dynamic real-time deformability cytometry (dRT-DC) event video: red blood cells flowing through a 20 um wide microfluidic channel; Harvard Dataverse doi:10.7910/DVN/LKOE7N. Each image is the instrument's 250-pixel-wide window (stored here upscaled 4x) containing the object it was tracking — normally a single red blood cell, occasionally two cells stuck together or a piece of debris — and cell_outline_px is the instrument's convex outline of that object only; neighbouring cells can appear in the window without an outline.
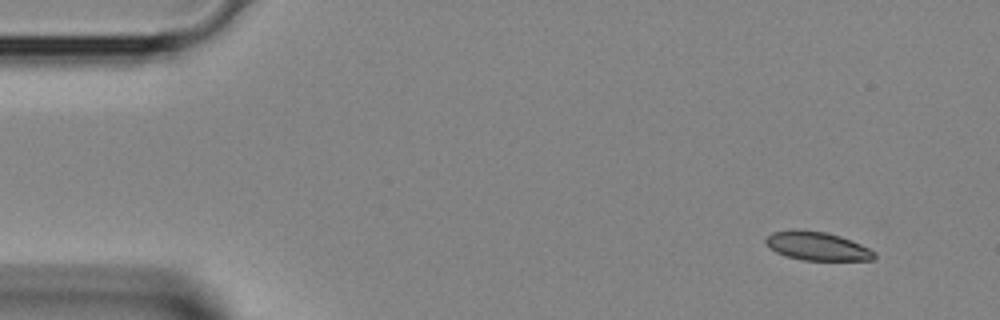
{"species": "Egyptian fruit bat (a non-hibernating species)", "species_latin": "Rousettus aegyptiacus", "temperature_condition": "room temperature", "stored_images_in_passage": 3, "camera_frame_rate_fps": 3000, "um_per_image_px": 0.085, "animal": {"sex": "female"}, "frame": {"image": 1, "passage_image": 1, "time_ms": 0.0, "image_size_px": [1000, 320], "cell_outline_px": [[876, 256], [872, 260], [804, 260], [784, 256], [768, 248], [764, 244], [764, 240], [772, 232], [824, 232], [840, 236], [852, 240], [876, 252]], "centroid_in_image_um": [69.47, 20.96], "position_along_channel_um": 15.5, "area_um2": 17.57}}
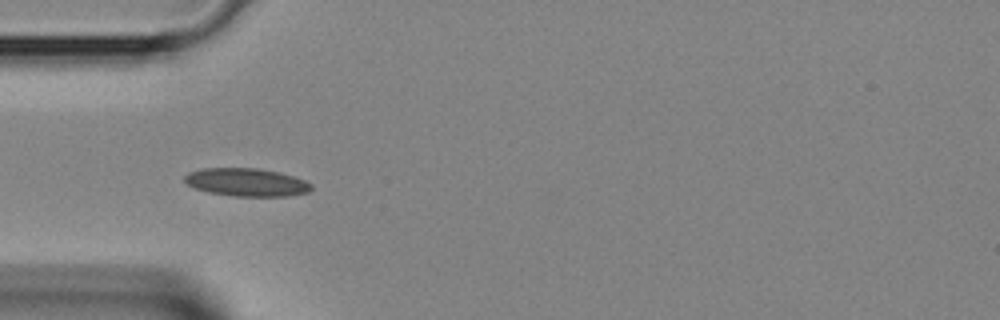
{"frame": {"image": 2, "passage_image": 3, "time_ms": 0.667, "image_size_px": [1000, 320], "cell_outline_px": [[312, 188], [308, 192], [288, 196], [232, 196], [208, 192], [196, 188], [188, 184], [184, 180], [184, 176], [188, 172], [200, 168], [256, 168], [280, 172], [304, 180], [312, 184]], "centroid_in_image_um": [20.94, 15.49], "position_along_channel_um": 64.1, "area_um2": 20.69}}